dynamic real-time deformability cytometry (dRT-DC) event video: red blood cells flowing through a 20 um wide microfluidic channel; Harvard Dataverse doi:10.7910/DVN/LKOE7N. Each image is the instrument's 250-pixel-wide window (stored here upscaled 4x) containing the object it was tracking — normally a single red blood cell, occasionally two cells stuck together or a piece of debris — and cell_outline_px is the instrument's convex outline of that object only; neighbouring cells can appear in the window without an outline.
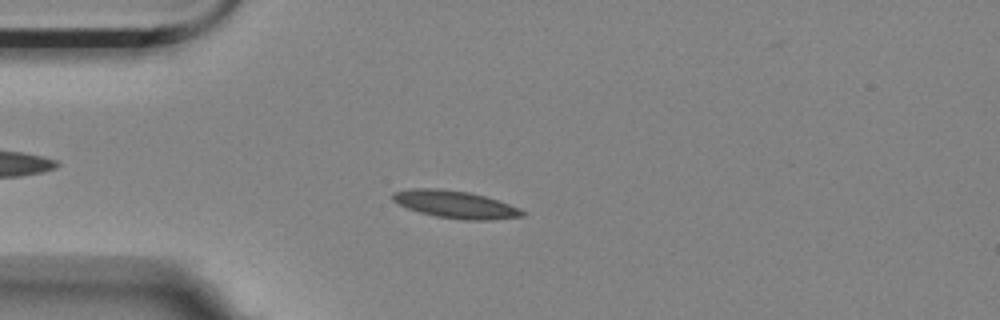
{"species": "Egyptian fruit bat (a non-hibernating species)", "species_latin": "Rousettus aegyptiacus", "temperature_condition": "room temperature", "stored_images_in_passage": 8, "camera_frame_rate_fps": 3000, "um_per_image_px": 0.085, "animal": {"sex": "female"}, "frame": {"image": 1, "passage_image": 3, "time_ms": 0.667, "image_size_px": [1000, 320], "cell_outline_px": [[528, 212], [524, 216], [492, 220], [464, 220], [436, 216], [420, 212], [408, 208], [392, 200], [392, 192], [412, 188], [440, 188], [468, 192], [484, 196], [520, 208]], "centroid_in_image_um": [38.72, 17.38], "position_along_channel_um": 46.3, "area_um2": 20.69}}
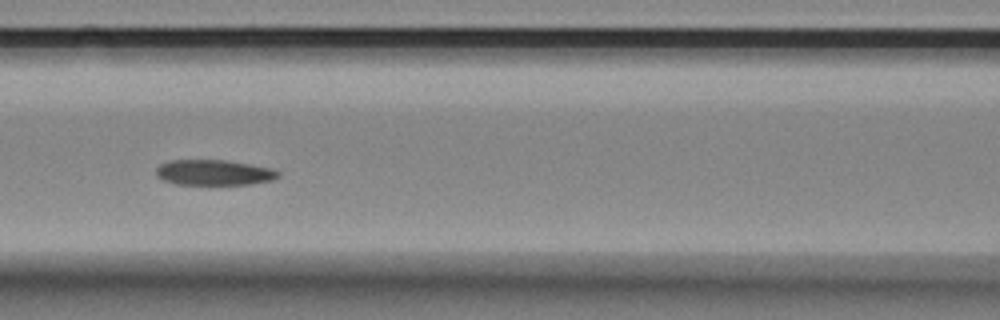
{"frame": {"image": 2, "passage_image": 6, "time_ms": 1.667, "image_size_px": [1000, 320], "cell_outline_px": [[280, 176], [272, 180], [252, 184], [176, 184], [164, 180], [156, 176], [156, 168], [160, 164], [168, 160], [224, 160], [272, 168], [280, 172]], "centroid_in_image_um": [18.18, 14.66], "position_along_channel_um": 148.4, "area_um2": 18.09}}
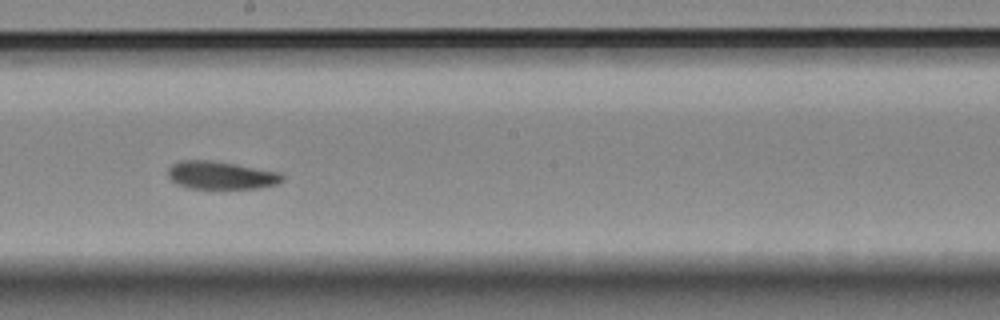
{"frame": {"image": 3, "passage_image": 8, "time_ms": 2.333, "image_size_px": [1000, 320], "cell_outline_px": [[284, 180], [276, 184], [260, 188], [188, 188], [172, 180], [168, 176], [168, 168], [172, 164], [180, 160], [212, 160], [236, 164], [280, 172], [284, 176]], "centroid_in_image_um": [18.8, 14.88], "position_along_channel_um": 229.4, "area_um2": 18.55}}